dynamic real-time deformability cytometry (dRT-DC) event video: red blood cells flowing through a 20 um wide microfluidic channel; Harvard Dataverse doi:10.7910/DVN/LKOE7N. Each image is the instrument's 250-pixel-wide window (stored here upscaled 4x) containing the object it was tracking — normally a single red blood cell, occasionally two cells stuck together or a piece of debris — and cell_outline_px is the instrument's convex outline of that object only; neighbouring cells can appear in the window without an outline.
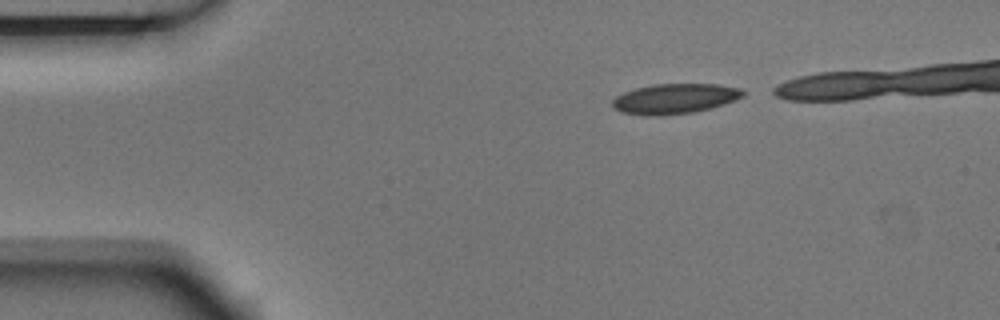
{"species": "Egyptian fruit bat (a non-hibernating species)", "species_latin": "Rousettus aegyptiacus", "temperature_condition": "room temperature", "stored_images_in_passage": 5, "segment_of_instrument_passage": [1, 2], "camera_frame_rate_fps": 3000, "um_per_image_px": 0.085, "animal": {"sex": "male"}, "frame": {"image": 1, "passage_image": 1, "time_ms": 0.0, "image_size_px": [1000, 320], "cell_outline_px": [[744, 96], [736, 100], [712, 108], [692, 112], [660, 116], [644, 116], [624, 112], [616, 108], [612, 104], [612, 100], [616, 96], [624, 92], [636, 88], [656, 84], [716, 84], [740, 88], [744, 92]], "centroid_in_image_um": [57.37, 8.39], "position_along_channel_um": 27.6, "area_um2": 22.83}}
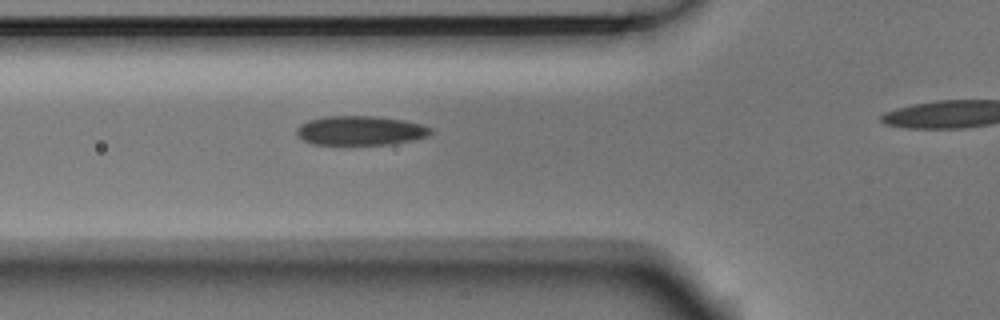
{"frame": {"image": 2, "passage_image": 4, "time_ms": 1.0, "image_size_px": [1000, 320], "cell_outline_px": [[432, 132], [428, 136], [412, 140], [392, 144], [312, 144], [296, 136], [296, 128], [300, 124], [308, 120], [324, 116], [376, 116], [404, 120], [420, 124], [432, 128]], "centroid_in_image_um": [30.61, 11.09], "position_along_channel_um": 95.2, "area_um2": 22.95}}